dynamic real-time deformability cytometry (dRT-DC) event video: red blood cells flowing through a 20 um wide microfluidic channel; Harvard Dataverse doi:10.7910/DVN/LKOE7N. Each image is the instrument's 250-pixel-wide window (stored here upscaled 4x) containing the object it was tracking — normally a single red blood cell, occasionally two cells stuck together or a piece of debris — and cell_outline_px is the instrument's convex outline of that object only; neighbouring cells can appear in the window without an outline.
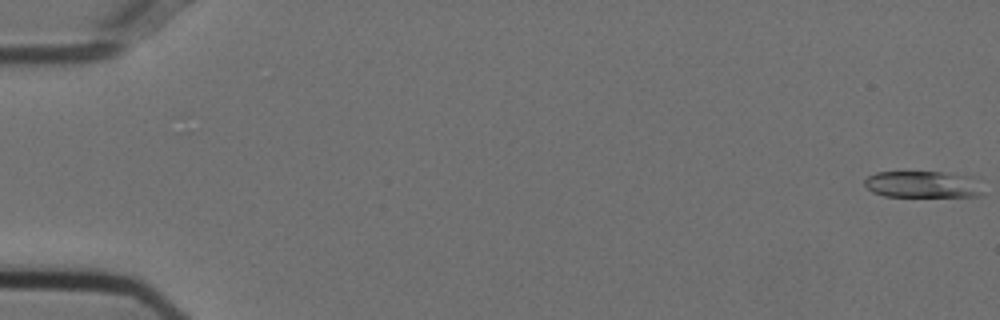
{"species": "Egyptian fruit bat (a non-hibernating species)", "species_latin": "Rousettus aegyptiacus", "temperature_condition": "cold", "stored_images_in_passage": 19, "camera_frame_rate_fps": 3000, "um_per_image_px": 0.085, "animal": {"sex": "female"}, "frame": {"image": 1, "passage_image": 1, "time_ms": 0.0, "image_size_px": [1000, 320], "cell_outline_px": [[984, 192], [976, 196], [884, 196], [872, 192], [864, 184], [864, 180], [868, 176], [876, 172], [944, 172], [980, 176]], "centroid_in_image_um": [78.54, 15.66], "position_along_channel_um": 6.5, "area_um2": 18.9}}